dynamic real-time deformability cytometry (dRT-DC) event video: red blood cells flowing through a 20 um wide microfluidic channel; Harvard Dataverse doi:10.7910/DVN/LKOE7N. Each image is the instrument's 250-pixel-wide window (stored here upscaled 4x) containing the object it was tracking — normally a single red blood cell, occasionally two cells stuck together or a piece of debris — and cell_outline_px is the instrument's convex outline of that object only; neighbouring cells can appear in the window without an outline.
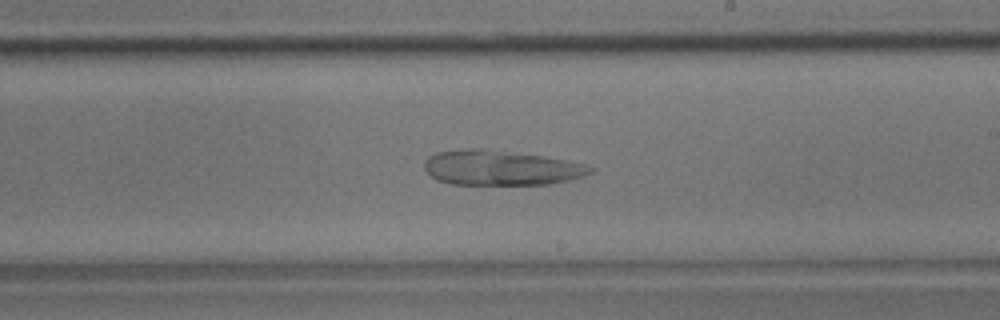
{"species": "common noctule bat (a hibernating species)", "species_latin": "Nyctalus noctula", "temperature_condition": "room temperature", "stored_images_in_passage": 53, "camera_frame_rate_fps": 3000, "um_per_image_px": 0.085, "animal": {"sex": "male", "body_mass_g": 17.9}, "frame": {"image": 1, "passage_image": 31, "time_ms": 10.0, "image_size_px": [1000, 320], "cell_outline_px": [[596, 168], [592, 172], [584, 176], [572, 180], [552, 184], [452, 184], [436, 180], [424, 168], [424, 160], [428, 156], [436, 152], [468, 148], [488, 148], [544, 156], [584, 164]], "centroid_in_image_um": [42.58, 14.25], "position_along_channel_um": 246.4, "area_um2": 34.1}}